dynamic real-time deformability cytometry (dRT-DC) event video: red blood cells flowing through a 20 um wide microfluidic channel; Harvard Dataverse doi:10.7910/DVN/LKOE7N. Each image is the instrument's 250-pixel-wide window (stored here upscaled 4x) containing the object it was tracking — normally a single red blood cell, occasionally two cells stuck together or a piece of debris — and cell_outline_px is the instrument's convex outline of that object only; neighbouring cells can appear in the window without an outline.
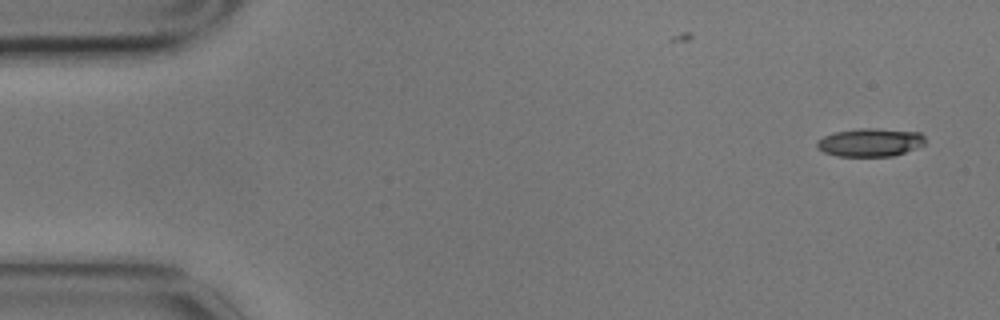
{"species": "common noctule bat (a hibernating species)", "species_latin": "Nyctalus noctula", "temperature_condition": "cold", "stored_images_in_passage": 5, "camera_frame_rate_fps": 3000, "um_per_image_px": 0.085, "animal": {"sex": "male", "body_mass_g": 17.9}, "frame": {"image": 1, "passage_image": 1, "time_ms": 0.0, "image_size_px": [1000, 320], "cell_outline_px": [[924, 144], [904, 152], [892, 156], [836, 156], [824, 152], [816, 148], [816, 144], [824, 136], [836, 132], [860, 128], [876, 128], [920, 132], [924, 136]], "centroid_in_image_um": [73.95, 12.1], "position_along_channel_um": 11.0, "area_um2": 17.63}}